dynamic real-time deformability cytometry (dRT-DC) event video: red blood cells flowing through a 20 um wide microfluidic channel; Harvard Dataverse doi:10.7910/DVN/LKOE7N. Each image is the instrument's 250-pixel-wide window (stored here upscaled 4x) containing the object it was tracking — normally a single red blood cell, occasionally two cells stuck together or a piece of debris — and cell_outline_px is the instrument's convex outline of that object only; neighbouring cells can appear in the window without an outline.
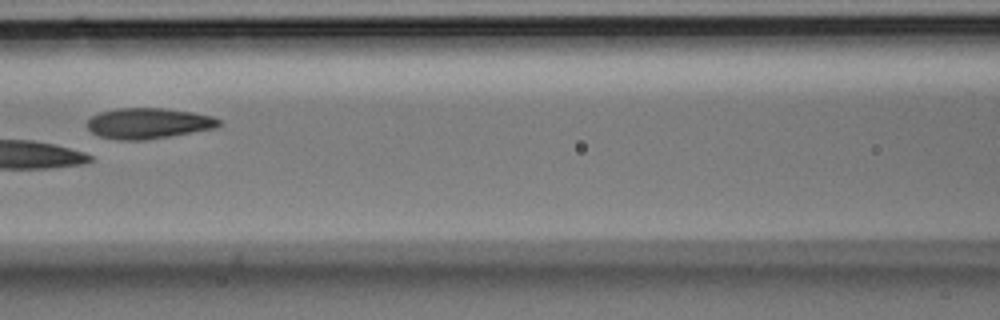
{"species": "Egyptian fruit bat (a non-hibernating species)", "species_latin": "Rousettus aegyptiacus", "temperature_condition": "room temperature", "stored_images_in_passage": 7, "camera_frame_rate_fps": 3000, "um_per_image_px": 0.085, "animal": {"sex": "male"}, "frame": {"image": 1, "passage_image": 6, "time_ms": 1.667, "image_size_px": [1000, 320], "cell_outline_px": [[220, 124], [216, 128], [144, 140], [120, 140], [100, 136], [92, 132], [88, 128], [88, 120], [92, 116], [100, 112], [116, 108], [164, 108], [192, 112], [212, 116], [220, 120]], "centroid_in_image_um": [12.61, 10.47], "position_along_channel_um": 154.0, "area_um2": 23.35}}
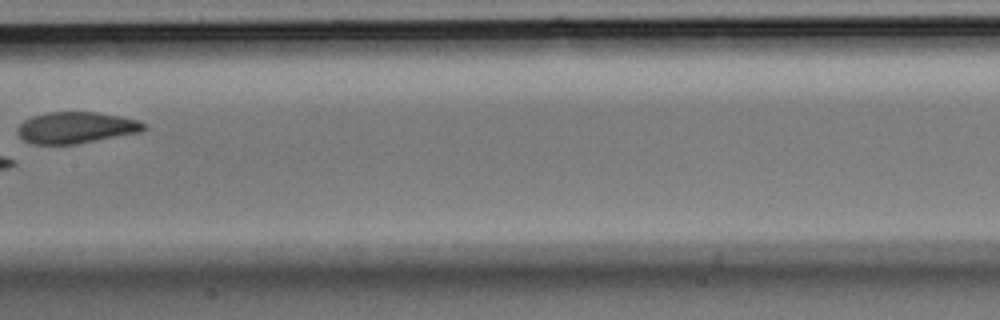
{"frame": {"image": 2, "passage_image": 7, "time_ms": 2.0, "image_size_px": [1000, 320], "cell_outline_px": [[144, 128], [140, 132], [76, 144], [32, 144], [24, 140], [20, 136], [20, 124], [24, 120], [32, 116], [48, 112], [96, 112], [120, 116], [136, 120], [144, 124]], "centroid_in_image_um": [6.45, 10.84], "position_along_channel_um": 201.0, "area_um2": 22.72}}